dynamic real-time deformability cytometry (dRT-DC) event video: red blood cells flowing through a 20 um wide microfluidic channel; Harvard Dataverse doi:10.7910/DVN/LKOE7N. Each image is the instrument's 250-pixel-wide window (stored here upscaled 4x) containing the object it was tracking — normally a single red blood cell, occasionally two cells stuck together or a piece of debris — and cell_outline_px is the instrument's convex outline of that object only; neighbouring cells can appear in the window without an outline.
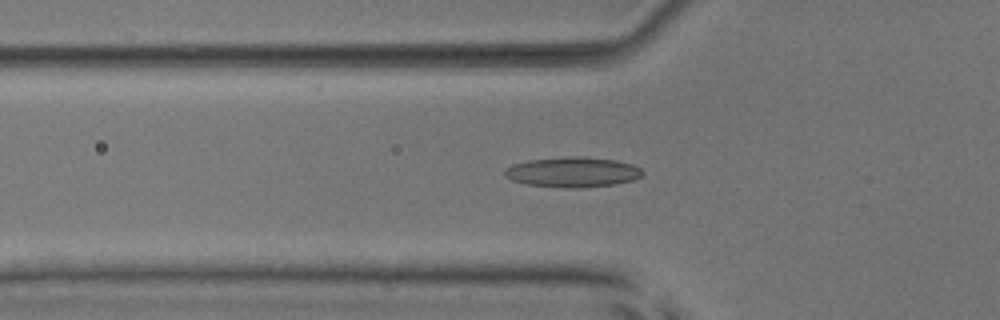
{"species": "common noctule bat (a hibernating species)", "species_latin": "Nyctalus noctula", "temperature_condition": "room temperature", "stored_images_in_passage": 53, "camera_frame_rate_fps": 3000, "um_per_image_px": 0.085, "animal": {"sex": "male", "body_mass_g": 17.9, "forearm_length_mm": 54.2}, "frame": {"image": 1, "passage_image": 18, "time_ms": 5.667, "image_size_px": [1000, 320], "cell_outline_px": [[644, 172], [640, 176], [632, 180], [616, 184], [580, 188], [564, 188], [528, 184], [512, 180], [504, 176], [504, 168], [512, 164], [528, 160], [568, 156], [580, 156], [616, 160], [632, 164], [640, 168]], "centroid_in_image_um": [48.65, 14.62], "position_along_channel_um": 77.1, "area_um2": 24.33}}
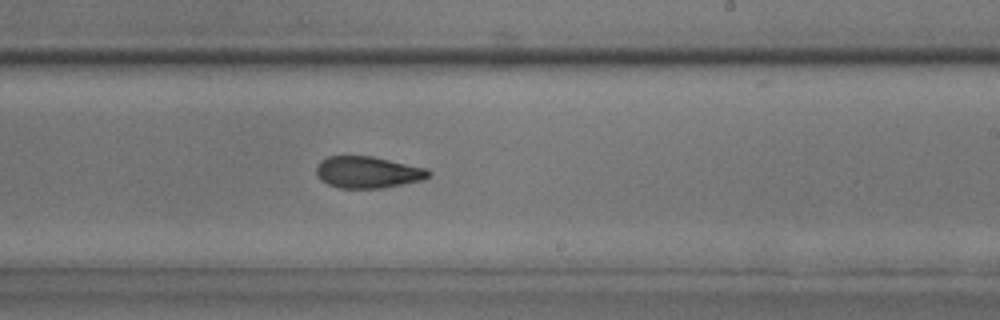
{"frame": {"image": 2, "passage_image": 32, "time_ms": 10.333, "image_size_px": [1000, 320], "cell_outline_px": [[432, 172], [424, 180], [384, 188], [340, 188], [328, 184], [320, 180], [316, 172], [316, 168], [320, 160], [328, 156], [372, 156], [428, 168]], "centroid_in_image_um": [31.28, 14.64], "position_along_channel_um": 257.7, "area_um2": 20.92}}
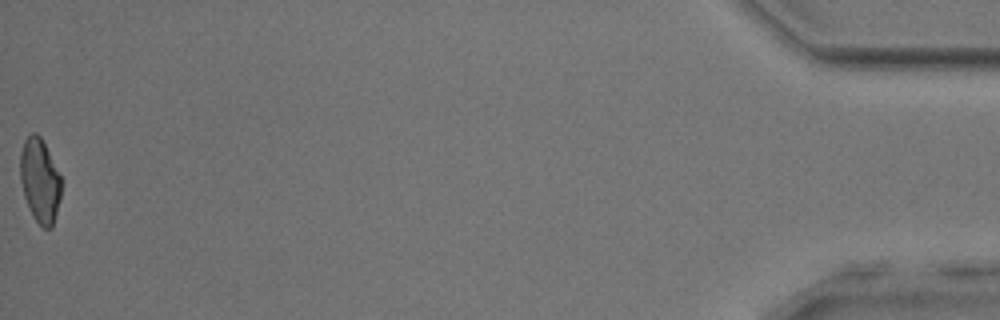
{"frame": {"image": 3, "passage_image": 53, "time_ms": 17.333, "image_size_px": [1000, 320], "cell_outline_px": [[60, 200], [52, 228], [44, 228], [32, 216], [28, 208], [24, 196], [20, 180], [20, 152], [24, 140], [32, 132], [36, 132], [40, 136], [60, 176]], "centroid_in_image_um": [3.36, 15.36], "position_along_channel_um": 431.8, "area_um2": 19.88}, "authors_computed_cell_mechanics": {"area_um2": 21.2126, "velocity_mm_per_s": 3.8799, "shape_relaxation_time_tau1_ms": 7.5586, "shape_relaxation_time_tau2_ms": 3.004, "deformation_change_tau1": 0.1909, "deformation_change_tau2": 0.1117}}